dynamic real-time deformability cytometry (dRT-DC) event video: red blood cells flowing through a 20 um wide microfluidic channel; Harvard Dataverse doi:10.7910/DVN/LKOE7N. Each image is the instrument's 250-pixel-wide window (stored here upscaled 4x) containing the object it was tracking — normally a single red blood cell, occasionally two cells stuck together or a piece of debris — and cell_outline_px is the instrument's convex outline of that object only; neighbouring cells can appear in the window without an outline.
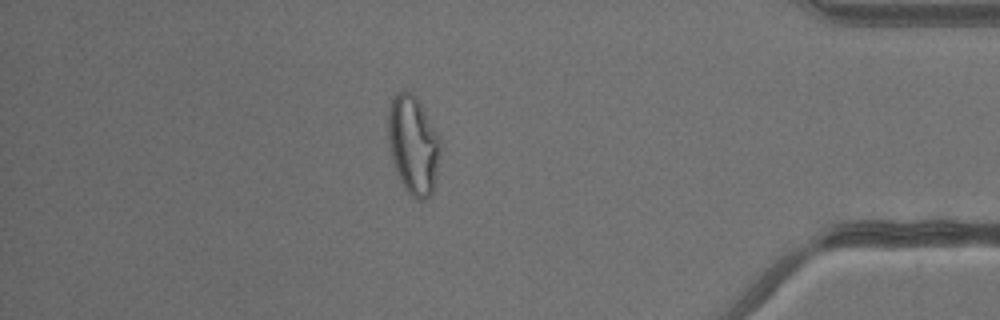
{"species": "common noctule bat (a hibernating species)", "species_latin": "Nyctalus noctula", "temperature_condition": "warm", "stored_images_in_passage": 39, "camera_frame_rate_fps": 3000, "um_per_image_px": 0.085, "animal": {"sex": "male", "body_mass_g": 13.3}, "frame": {"image": 1, "passage_image": 34, "time_ms": 11.0, "image_size_px": [1000, 320], "cell_outline_px": [[440, 156], [432, 192], [424, 200], [416, 200], [404, 188], [396, 172], [392, 160], [388, 144], [388, 112], [392, 100], [396, 92], [404, 88], [412, 92], [416, 96], [440, 140]], "centroid_in_image_um": [35.1, 12.3], "position_along_channel_um": 400.1, "area_um2": 29.94}}